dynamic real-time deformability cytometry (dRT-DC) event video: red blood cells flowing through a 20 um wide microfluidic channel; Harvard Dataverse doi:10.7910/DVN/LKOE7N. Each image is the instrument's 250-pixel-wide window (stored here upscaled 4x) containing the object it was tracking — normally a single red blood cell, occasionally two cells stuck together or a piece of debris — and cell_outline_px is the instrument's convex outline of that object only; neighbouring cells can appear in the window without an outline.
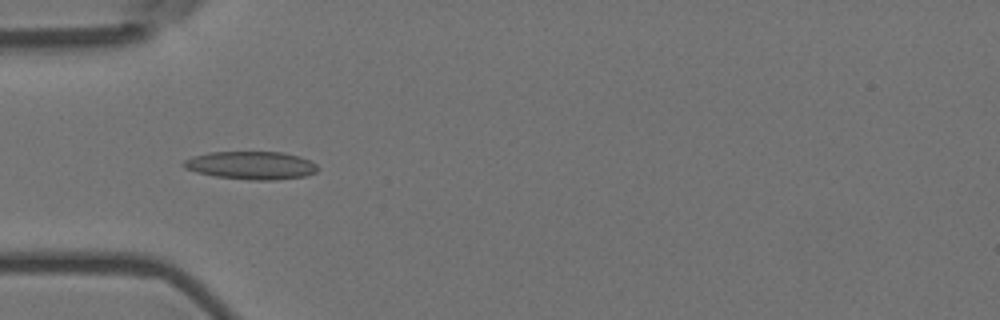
{"species": "Egyptian fruit bat (a non-hibernating species)", "species_latin": "Rousettus aegyptiacus", "temperature_condition": "room temperature", "stored_images_in_passage": 5, "camera_frame_rate_fps": 3000, "um_per_image_px": 0.085, "animal": {"sex": "female"}, "frame": {"image": 1, "passage_image": 4, "time_ms": 1.0, "image_size_px": [1000, 320], "cell_outline_px": [[320, 168], [316, 172], [304, 176], [272, 180], [252, 180], [216, 176], [196, 172], [184, 168], [180, 164], [184, 160], [192, 156], [208, 152], [284, 152], [300, 156], [312, 160]], "centroid_in_image_um": [21.35, 14.04], "position_along_channel_um": 63.6, "area_um2": 22.08}}
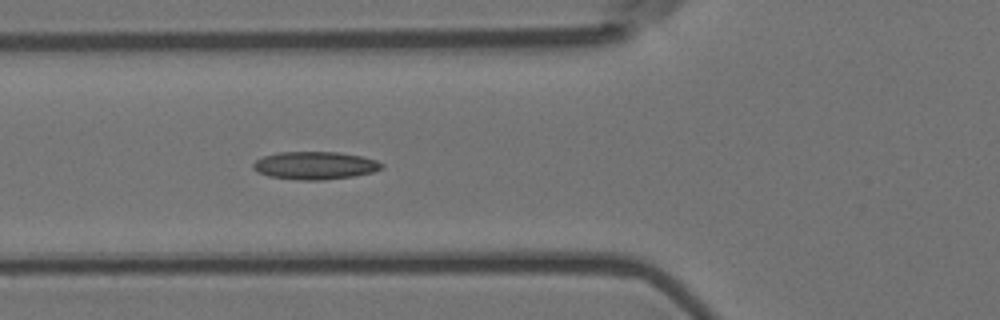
{"frame": {"image": 2, "passage_image": 5, "time_ms": 1.333, "image_size_px": [1000, 320], "cell_outline_px": [[384, 168], [372, 172], [352, 176], [320, 180], [296, 180], [268, 176], [256, 172], [252, 168], [252, 164], [256, 160], [264, 156], [280, 152], [336, 152], [360, 156], [376, 160], [384, 164]], "centroid_in_image_um": [26.74, 14.07], "position_along_channel_um": 99.1, "area_um2": 20.81}}